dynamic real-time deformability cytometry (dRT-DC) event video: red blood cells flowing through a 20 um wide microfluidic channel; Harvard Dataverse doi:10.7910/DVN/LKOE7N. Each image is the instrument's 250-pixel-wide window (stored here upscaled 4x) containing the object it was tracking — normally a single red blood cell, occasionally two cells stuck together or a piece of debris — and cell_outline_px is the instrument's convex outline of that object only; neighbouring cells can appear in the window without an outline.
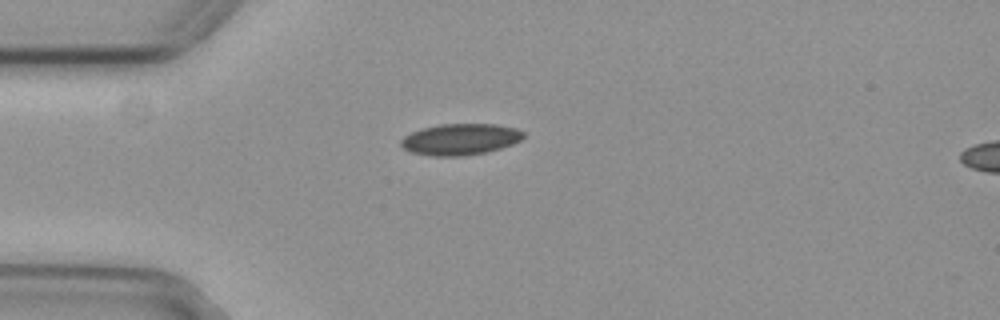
{"species": "common noctule bat (a hibernating species)", "species_latin": "Nyctalus noctula", "temperature_condition": "cold", "stored_images_in_passage": 33, "camera_frame_rate_fps": 3000, "um_per_image_px": 0.085, "animal": {"sex": "female", "body_mass_g": 29.2, "forearm_length_mm": 56.3}, "frame": {"image": 1, "passage_image": 1, "time_ms": 0.0, "image_size_px": [1000, 320], "cell_outline_px": [[524, 136], [520, 140], [512, 144], [500, 148], [484, 152], [464, 156], [432, 156], [412, 152], [404, 148], [400, 144], [400, 140], [404, 136], [412, 132], [424, 128], [440, 124], [496, 124], [516, 128], [524, 132]], "centroid_in_image_um": [39.12, 11.84], "position_along_channel_um": 45.9, "area_um2": 22.2}}
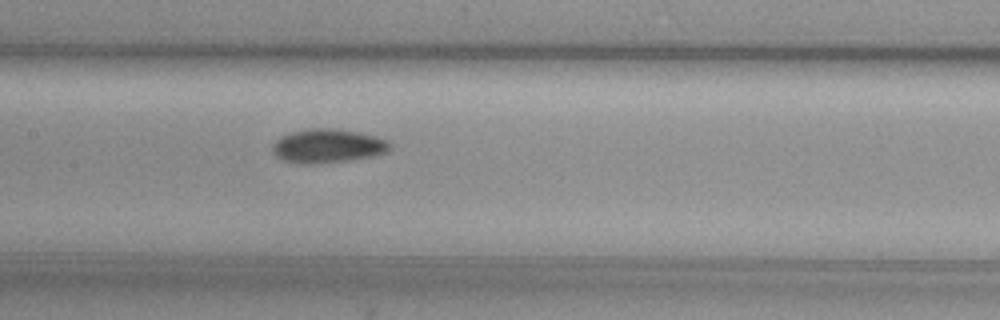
{"frame": {"image": 2, "passage_image": 13, "time_ms": 4.0, "image_size_px": [1000, 320], "cell_outline_px": [[392, 148], [384, 152], [372, 156], [348, 160], [316, 164], [300, 164], [280, 160], [272, 152], [272, 144], [280, 136], [292, 132], [308, 128], [336, 128], [376, 136], [388, 140], [392, 144]], "centroid_in_image_um": [27.82, 12.41], "position_along_channel_um": 179.6, "area_um2": 23.41}}
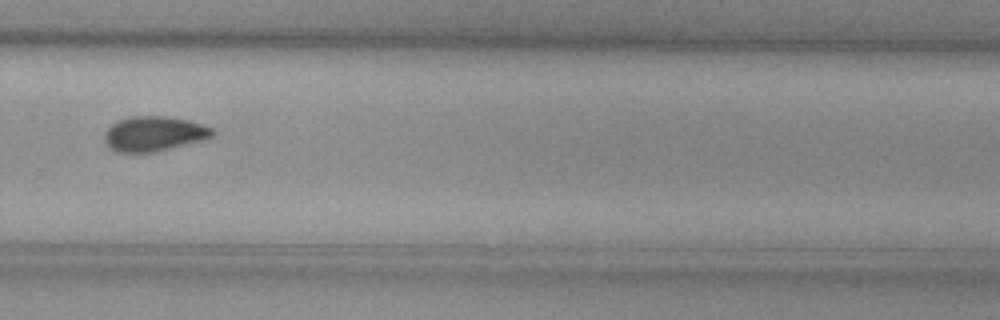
{"frame": {"image": 3, "passage_image": 24, "time_ms": 7.667, "image_size_px": [1000, 320], "cell_outline_px": [[216, 132], [212, 136], [204, 140], [152, 152], [116, 152], [104, 140], [104, 132], [112, 124], [120, 120], [132, 116], [164, 116], [188, 120], [204, 124], [212, 128]], "centroid_in_image_um": [13.11, 11.36], "position_along_channel_um": 316.7, "area_um2": 21.79}}